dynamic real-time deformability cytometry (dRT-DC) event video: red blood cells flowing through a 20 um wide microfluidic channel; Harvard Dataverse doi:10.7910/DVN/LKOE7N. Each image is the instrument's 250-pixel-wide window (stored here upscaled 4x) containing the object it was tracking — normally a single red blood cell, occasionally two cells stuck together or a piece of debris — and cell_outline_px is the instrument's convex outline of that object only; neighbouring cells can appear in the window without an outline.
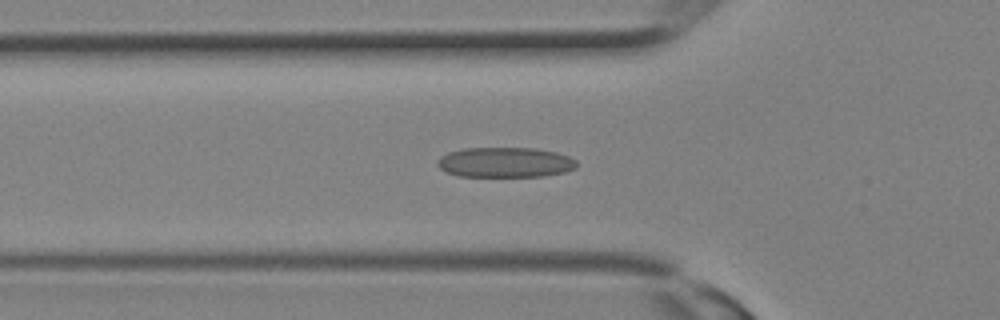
{"species": "Egyptian fruit bat (a non-hibernating species)", "species_latin": "Rousettus aegyptiacus", "temperature_condition": "room temperature", "stored_images_in_passage": 31, "camera_frame_rate_fps": 3000, "um_per_image_px": 0.085, "animal": {"sex": "female"}, "frame": {"image": 1, "passage_image": 11, "time_ms": 3.333, "image_size_px": [1000, 320], "cell_outline_px": [[576, 168], [564, 172], [544, 176], [460, 176], [448, 172], [440, 168], [436, 164], [440, 156], [448, 152], [464, 148], [532, 148], [556, 152], [568, 156], [576, 160]], "centroid_in_image_um": [42.93, 13.79], "position_along_channel_um": 82.9, "area_um2": 24.33}}
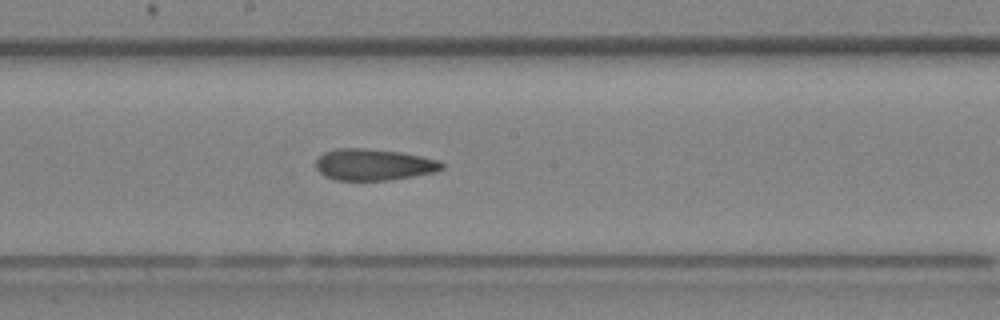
{"frame": {"image": 2, "passage_image": 17, "time_ms": 5.333, "image_size_px": [1000, 320], "cell_outline_px": [[444, 168], [436, 172], [388, 180], [336, 180], [324, 176], [316, 168], [316, 160], [324, 152], [336, 148], [368, 148], [400, 152], [440, 160], [444, 164]], "centroid_in_image_um": [31.77, 13.99], "position_along_channel_um": 216.4, "area_um2": 23.18}}
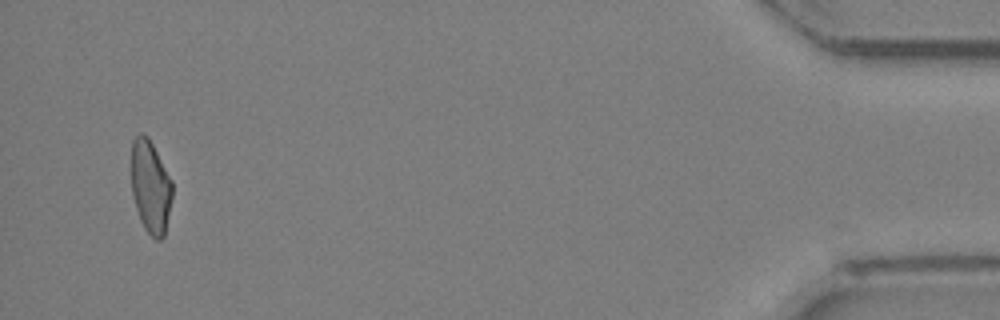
{"frame": {"image": 3, "passage_image": 30, "time_ms": 9.667, "image_size_px": [1000, 320], "cell_outline_px": [[172, 196], [164, 236], [160, 240], [156, 240], [144, 228], [140, 220], [132, 196], [132, 140], [140, 132], [144, 132], [148, 136], [172, 180]], "centroid_in_image_um": [12.79, 15.86], "position_along_channel_um": 422.4, "area_um2": 22.14}}